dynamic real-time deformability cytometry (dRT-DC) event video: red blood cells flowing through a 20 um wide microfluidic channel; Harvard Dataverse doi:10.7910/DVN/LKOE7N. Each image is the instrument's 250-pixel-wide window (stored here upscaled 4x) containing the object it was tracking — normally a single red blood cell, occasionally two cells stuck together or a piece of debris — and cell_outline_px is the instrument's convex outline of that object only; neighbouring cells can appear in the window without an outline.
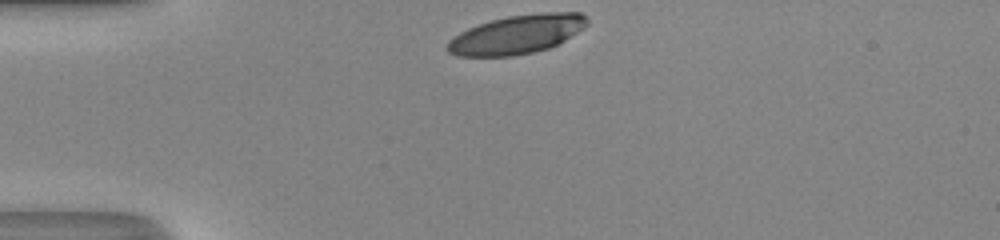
{"species": "human", "species_latin": "Homo sapiens", "temperature_condition": "room temperature", "stored_images_in_passage": 29, "camera_frame_rate_fps": 3000, "um_per_image_px": 0.085, "donor": {"sex": "male"}, "frame": {"image": 1, "passage_image": 1, "time_ms": 0.0, "image_size_px": [1000, 240], "cell_outline_px": [[588, 24], [564, 40], [548, 48], [532, 52], [512, 56], [456, 56], [448, 52], [444, 48], [448, 40], [452, 36], [468, 28], [492, 20], [508, 16], [540, 12], [580, 12], [588, 20]], "centroid_in_image_um": [43.87, 2.93], "position_along_channel_um": 41.1, "area_um2": 31.5}}
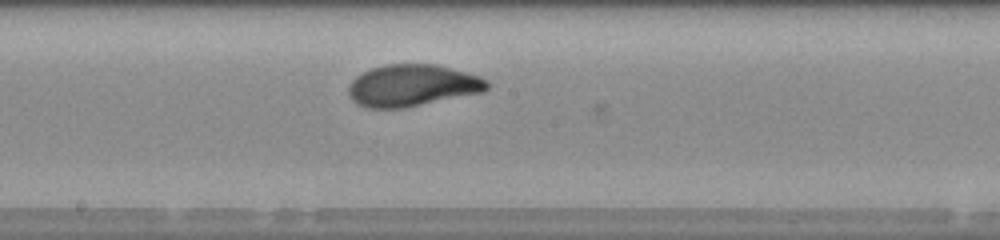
{"frame": {"image": 2, "passage_image": 16, "time_ms": 5.0, "image_size_px": [1000, 240], "cell_outline_px": [[488, 88], [484, 92], [404, 108], [368, 108], [356, 104], [348, 96], [348, 84], [356, 76], [372, 68], [384, 64], [436, 64], [452, 68], [480, 76], [488, 80]], "centroid_in_image_um": [35.04, 7.27], "position_along_channel_um": 213.2, "area_um2": 34.04}}
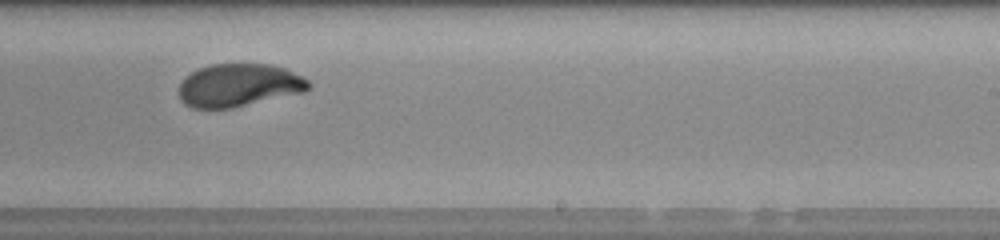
{"frame": {"image": 3, "passage_image": 20, "time_ms": 6.333, "image_size_px": [1000, 240], "cell_outline_px": [[312, 84], [304, 92], [232, 108], [192, 108], [184, 104], [180, 100], [180, 84], [184, 76], [200, 68], [212, 64], [268, 64], [284, 68], [308, 80]], "centroid_in_image_um": [20.28, 7.25], "position_along_channel_um": 268.7, "area_um2": 32.31}, "authors_computed_cell_mechanics": {"area_um2": 33.3506, "velocity_mm_per_s": 4.1753, "shape_relaxation_time_tau1_ms": 3.7607, "shape_relaxation_time_tau2_ms": 0.7707, "deformation_change_tau1": 0.196, "deformation_change_tau2": 0.0589}}